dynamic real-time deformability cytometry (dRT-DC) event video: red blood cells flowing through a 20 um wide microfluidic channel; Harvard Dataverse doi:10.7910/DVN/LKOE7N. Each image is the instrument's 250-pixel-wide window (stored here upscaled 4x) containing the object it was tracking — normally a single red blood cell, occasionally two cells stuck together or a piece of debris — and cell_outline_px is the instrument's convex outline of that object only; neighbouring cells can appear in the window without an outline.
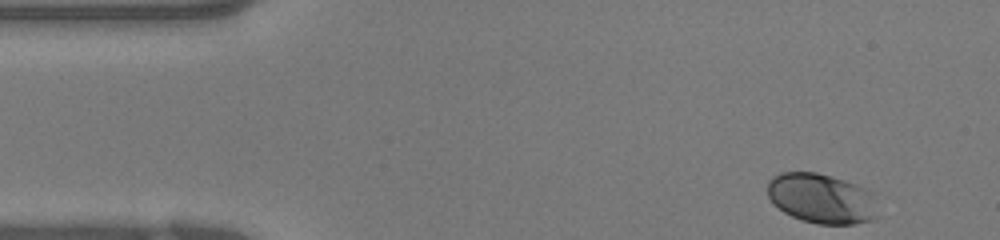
{"species": "human", "species_latin": "Homo sapiens", "temperature_condition": "warm", "stored_images_in_passage": 37, "camera_frame_rate_fps": 3000, "um_per_image_px": 0.085, "donor": {"sex": "female"}, "frame": {"image": 1, "passage_image": 1, "time_ms": 0.0, "image_size_px": [1000, 240], "cell_outline_px": [[880, 216], [872, 220], [856, 224], [816, 224], [800, 220], [784, 212], [772, 204], [768, 196], [768, 180], [772, 176], [780, 172], [816, 172], [832, 176], [856, 184], [872, 192]], "centroid_in_image_um": [69.83, 16.88], "position_along_channel_um": 15.2, "area_um2": 32.66}}
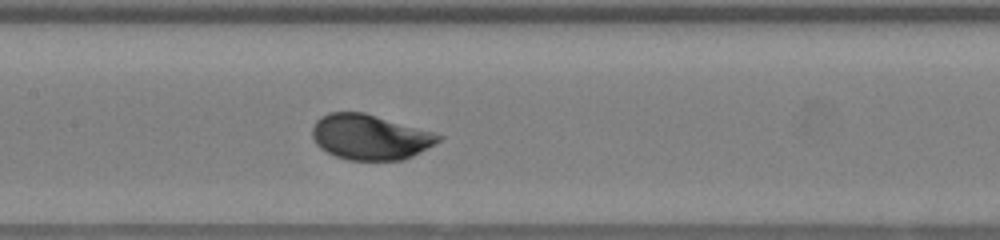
{"frame": {"image": 2, "passage_image": 16, "time_ms": 5.0, "image_size_px": [1000, 240], "cell_outline_px": [[444, 136], [440, 140], [412, 156], [404, 160], [348, 160], [336, 156], [320, 148], [316, 144], [312, 136], [312, 128], [316, 120], [320, 116], [328, 112], [364, 112], [432, 132]], "centroid_in_image_um": [31.4, 11.64], "position_along_channel_um": 176.0, "area_um2": 33.06}}
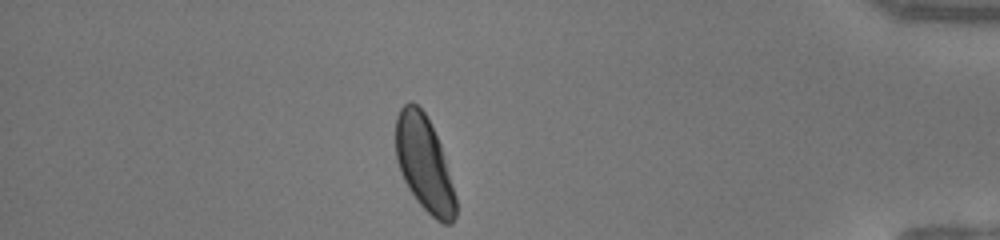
{"frame": {"image": 3, "passage_image": 32, "time_ms": 10.333, "image_size_px": [1000, 240], "cell_outline_px": [[456, 216], [452, 224], [444, 224], [436, 220], [416, 200], [408, 188], [400, 172], [396, 160], [396, 116], [400, 108], [404, 104], [416, 104], [424, 112], [440, 144], [456, 196]], "centroid_in_image_um": [36.05, 13.96], "position_along_channel_um": 399.1, "area_um2": 32.89}}